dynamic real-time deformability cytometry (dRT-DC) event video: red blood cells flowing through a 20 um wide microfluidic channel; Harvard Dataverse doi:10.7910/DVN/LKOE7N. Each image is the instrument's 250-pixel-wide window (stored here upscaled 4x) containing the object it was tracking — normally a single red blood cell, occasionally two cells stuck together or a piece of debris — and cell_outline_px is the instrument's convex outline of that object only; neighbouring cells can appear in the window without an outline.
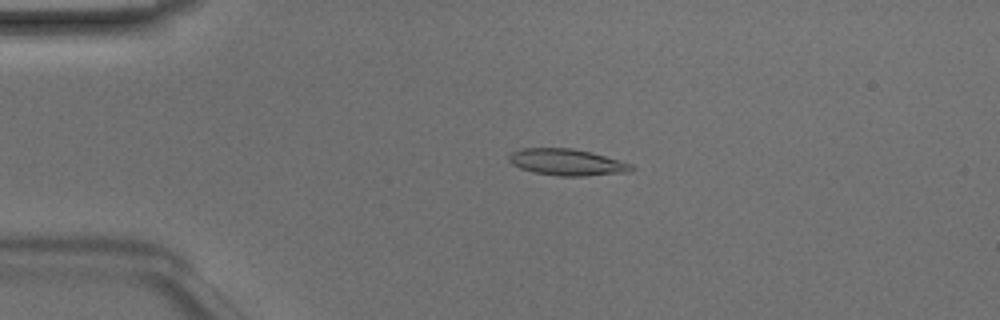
{"species": "Egyptian fruit bat (a non-hibernating species)", "species_latin": "Rousettus aegyptiacus", "temperature_condition": "room temperature", "stored_images_in_passage": 47, "camera_frame_rate_fps": 3000, "um_per_image_px": 0.085, "animal": {"sex": "male"}, "frame": {"image": 1, "passage_image": 10, "time_ms": 3.0, "image_size_px": [1000, 320], "cell_outline_px": [[632, 168], [628, 172], [584, 176], [560, 176], [532, 172], [520, 168], [512, 164], [508, 160], [508, 156], [512, 152], [520, 148], [572, 148], [592, 152], [632, 164]], "centroid_in_image_um": [48.14, 13.78], "position_along_channel_um": 36.9, "area_um2": 18.9}}
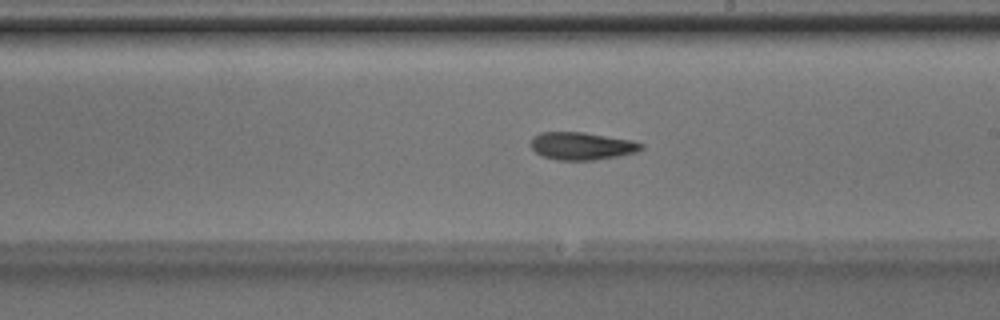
{"frame": {"image": 2, "passage_image": 27, "time_ms": 8.667, "image_size_px": [1000, 320], "cell_outline_px": [[644, 148], [636, 152], [620, 156], [596, 160], [556, 160], [544, 156], [536, 152], [532, 148], [532, 136], [540, 132], [584, 132], [632, 140], [644, 144]], "centroid_in_image_um": [49.49, 12.41], "position_along_channel_um": 239.5, "area_um2": 17.86}}
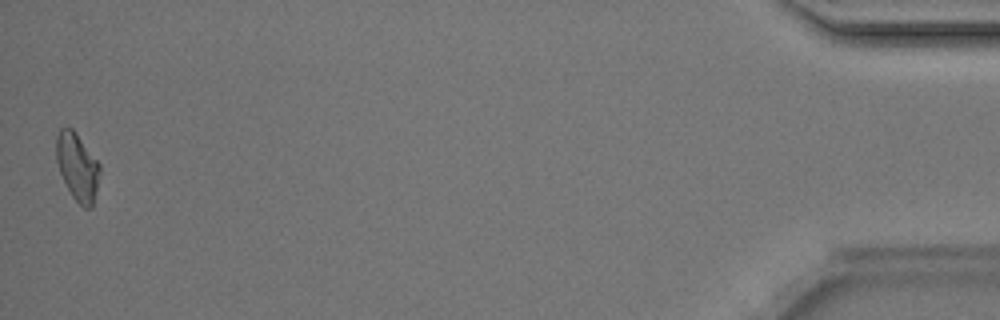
{"frame": {"image": 3, "passage_image": 47, "time_ms": 15.333, "image_size_px": [1000, 320], "cell_outline_px": [[100, 172], [92, 208], [84, 208], [72, 196], [60, 172], [56, 160], [56, 136], [60, 128], [72, 128], [76, 132], [100, 164]], "centroid_in_image_um": [6.58, 14.16], "position_along_channel_um": 428.6, "area_um2": 16.94}, "authors_computed_cell_mechanics": {"area_um2": 17.7446, "velocity_mm_per_s": 4.2176, "shape_relaxation_time_tau1_ms": 5.6265, "shape_relaxation_time_tau2_ms": null, "deformation_change_tau1": 0.1682, "deformation_change_tau2": null}}